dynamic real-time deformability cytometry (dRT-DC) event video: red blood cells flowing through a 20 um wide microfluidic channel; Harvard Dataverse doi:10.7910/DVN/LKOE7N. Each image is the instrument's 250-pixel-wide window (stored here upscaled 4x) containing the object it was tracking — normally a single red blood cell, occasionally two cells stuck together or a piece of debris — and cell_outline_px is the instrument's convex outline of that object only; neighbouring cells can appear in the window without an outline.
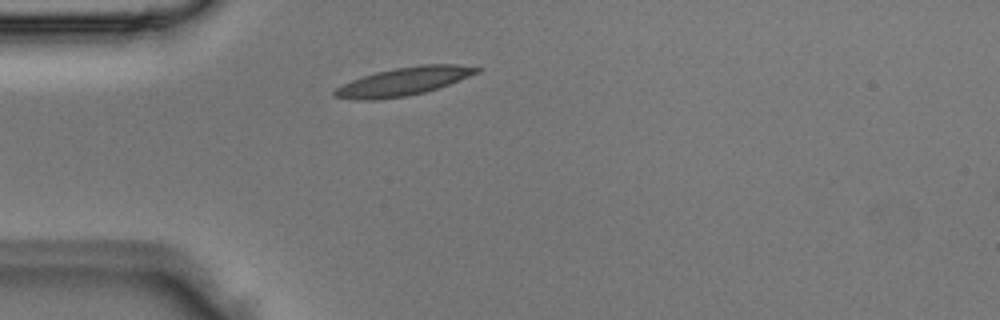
{"species": "Egyptian fruit bat (a non-hibernating species)", "species_latin": "Rousettus aegyptiacus", "temperature_condition": "room temperature", "stored_images_in_passage": 1, "camera_frame_rate_fps": 3000, "um_per_image_px": 0.085, "animal": {"sex": "male"}, "frame": {"image": 1, "passage_image": 1, "time_ms": 0.0, "image_size_px": [1000, 320], "cell_outline_px": [[484, 68], [480, 72], [448, 84], [424, 92], [408, 96], [376, 100], [356, 100], [332, 96], [332, 92], [336, 88], [352, 80], [376, 72], [396, 68], [424, 64], [456, 64]], "centroid_in_image_um": [34.31, 6.92], "position_along_channel_um": 50.7, "area_um2": 23.18}}